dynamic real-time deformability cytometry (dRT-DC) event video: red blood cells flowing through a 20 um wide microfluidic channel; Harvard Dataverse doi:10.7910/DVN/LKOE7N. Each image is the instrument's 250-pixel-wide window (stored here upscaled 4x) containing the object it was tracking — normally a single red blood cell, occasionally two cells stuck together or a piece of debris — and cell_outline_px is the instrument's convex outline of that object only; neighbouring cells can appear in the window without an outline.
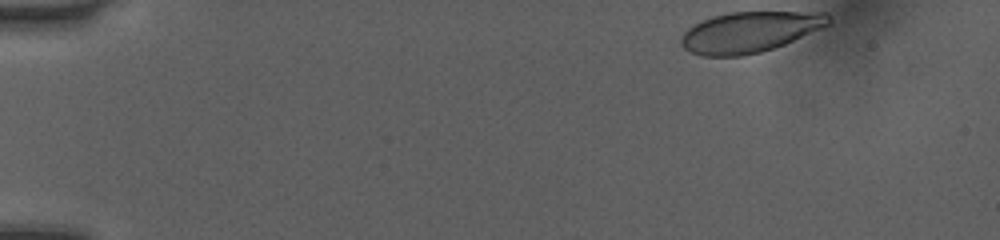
{"species": "human", "species_latin": "Homo sapiens", "temperature_condition": "room temperature", "stored_images_in_passage": 41, "camera_frame_rate_fps": 3000, "um_per_image_px": 0.085, "donor": {"sex": "female"}, "frame": {"image": 1, "passage_image": 1, "time_ms": 0.0, "image_size_px": [1000, 240], "cell_outline_px": [[832, 24], [784, 44], [760, 52], [744, 56], [700, 56], [684, 48], [680, 44], [680, 40], [684, 32], [688, 28], [712, 16], [728, 12], [828, 12], [832, 16]], "centroid_in_image_um": [63.77, 2.71], "position_along_channel_um": 21.2, "area_um2": 35.08}}
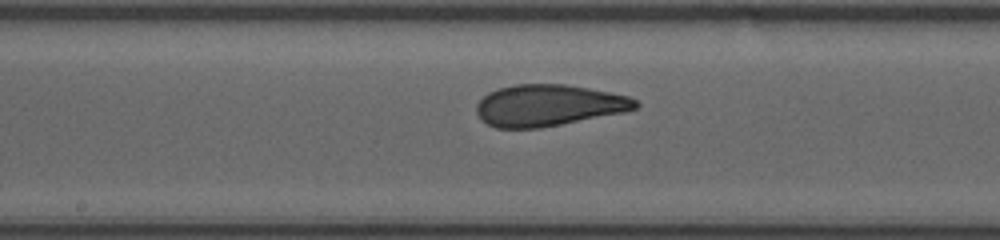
{"frame": {"image": 2, "passage_image": 23, "time_ms": 7.333, "image_size_px": [1000, 240], "cell_outline_px": [[640, 104], [636, 108], [624, 112], [540, 128], [496, 128], [480, 120], [476, 112], [476, 104], [488, 92], [500, 88], [516, 84], [564, 84], [588, 88], [628, 96], [636, 100]], "centroid_in_image_um": [46.59, 8.96], "position_along_channel_um": 201.6, "area_um2": 38.32}}
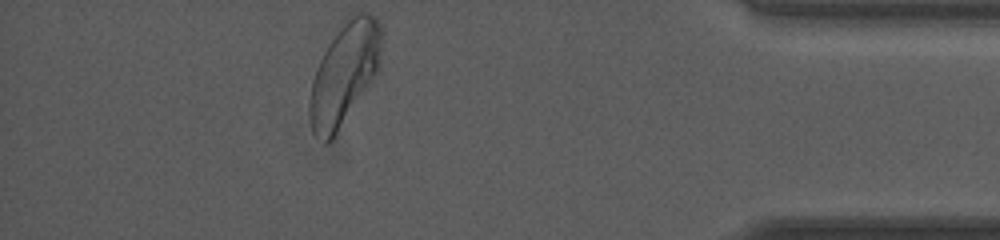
{"frame": {"image": 3, "passage_image": 41, "time_ms": 13.333, "image_size_px": [1000, 240], "cell_outline_px": [[380, 68], [332, 140], [328, 144], [324, 144], [312, 132], [308, 108], [308, 100], [312, 80], [316, 68], [328, 44], [344, 16], [360, 12], [368, 12], [376, 16], [380, 24]], "centroid_in_image_um": [29.24, 6.24], "position_along_channel_um": 406.0, "area_um2": 43.0}, "authors_computed_cell_mechanics": {"area_um2": 38.3792, "velocity_mm_per_s": 4.0503, "shape_relaxation_time_tau1_ms": 6.2441, "shape_relaxation_time_tau2_ms": 0.8644, "deformation_change_tau1": 0.1677, "deformation_change_tau2": 0.0746}}